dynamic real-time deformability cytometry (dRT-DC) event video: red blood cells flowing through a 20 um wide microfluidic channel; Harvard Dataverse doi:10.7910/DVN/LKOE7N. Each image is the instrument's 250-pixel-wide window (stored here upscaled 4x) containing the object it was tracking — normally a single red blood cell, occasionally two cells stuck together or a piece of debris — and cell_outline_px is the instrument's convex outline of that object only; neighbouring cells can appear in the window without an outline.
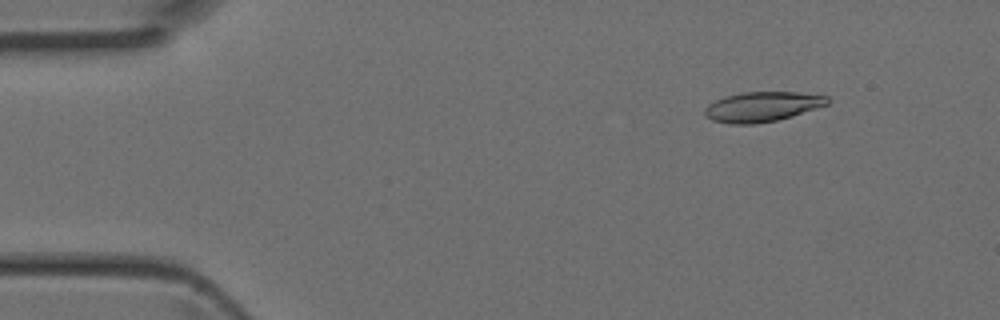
{"species": "Egyptian fruit bat (a non-hibernating species)", "species_latin": "Rousettus aegyptiacus", "temperature_condition": "room temperature", "stored_images_in_passage": 5, "camera_frame_rate_fps": 3000, "um_per_image_px": 0.085, "animal": {"sex": "female"}, "frame": {"image": 1, "passage_image": 2, "time_ms": 0.333, "image_size_px": [1000, 320], "cell_outline_px": [[828, 104], [792, 116], [776, 120], [752, 124], [728, 124], [712, 120], [704, 116], [704, 108], [708, 104], [724, 96], [740, 92], [796, 92], [828, 96]], "centroid_in_image_um": [64.73, 9.07], "position_along_channel_um": 20.3, "area_um2": 21.39}}